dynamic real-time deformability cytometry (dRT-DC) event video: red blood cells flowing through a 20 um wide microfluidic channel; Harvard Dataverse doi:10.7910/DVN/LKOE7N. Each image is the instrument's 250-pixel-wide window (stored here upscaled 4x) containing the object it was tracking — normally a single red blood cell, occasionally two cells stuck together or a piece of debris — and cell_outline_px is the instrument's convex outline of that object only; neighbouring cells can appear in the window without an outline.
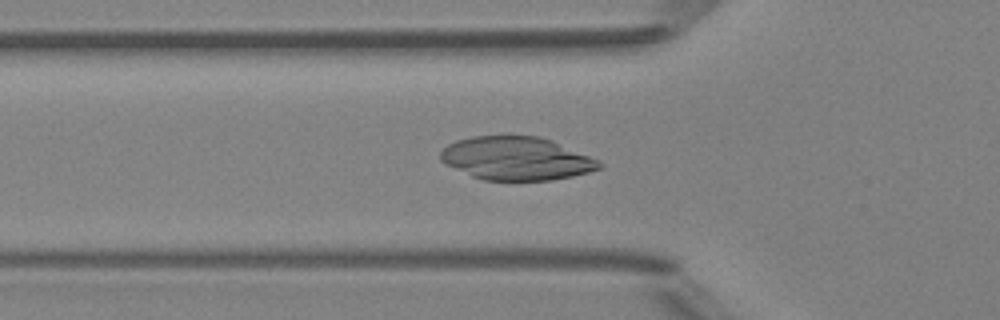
{"species": "Egyptian fruit bat (a non-hibernating species)", "species_latin": "Rousettus aegyptiacus", "temperature_condition": "room temperature", "stored_images_in_passage": 36, "camera_frame_rate_fps": 3000, "um_per_image_px": 0.085, "animal": {"sex": "female"}, "frame": {"image": 1, "passage_image": 9, "time_ms": 2.667, "image_size_px": [1000, 320], "cell_outline_px": [[604, 164], [600, 168], [588, 172], [572, 176], [552, 180], [484, 180], [472, 176], [444, 164], [440, 160], [440, 152], [448, 144], [456, 140], [472, 136], [536, 136], [552, 140], [600, 160]], "centroid_in_image_um": [43.89, 13.47], "position_along_channel_um": 81.9, "area_um2": 40.06}}
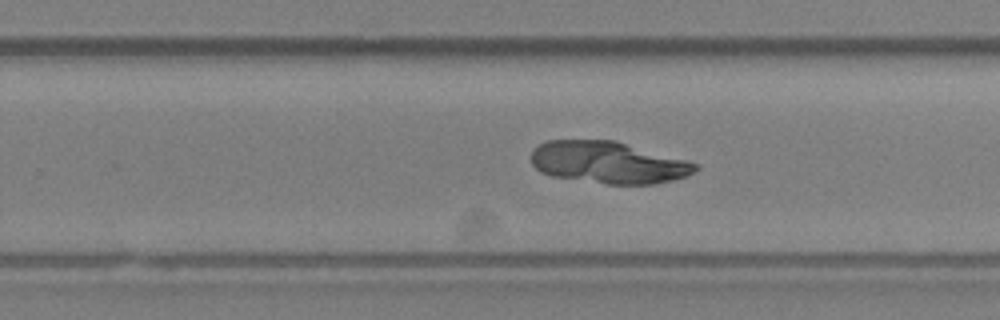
{"frame": {"image": 2, "passage_image": 23, "time_ms": 7.333, "image_size_px": [1000, 320], "cell_outline_px": [[700, 168], [696, 172], [672, 180], [656, 184], [608, 184], [552, 176], [540, 172], [532, 164], [532, 152], [544, 140], [616, 140], [688, 160], [700, 164]], "centroid_in_image_um": [51.75, 13.8], "position_along_channel_um": 278.1, "area_um2": 40.34}}
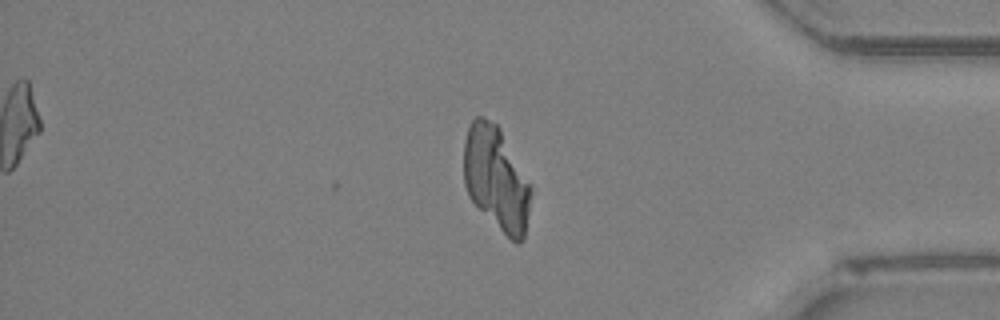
{"frame": {"image": 3, "passage_image": 33, "time_ms": 10.667, "image_size_px": [1000, 320], "cell_outline_px": [[532, 192], [524, 240], [516, 244], [468, 196], [464, 184], [464, 140], [468, 128], [472, 120], [476, 116], [480, 116], [496, 124], [500, 128], [532, 184]], "centroid_in_image_um": [42.21, 15.15], "position_along_channel_um": 393.0, "area_um2": 40.46}}